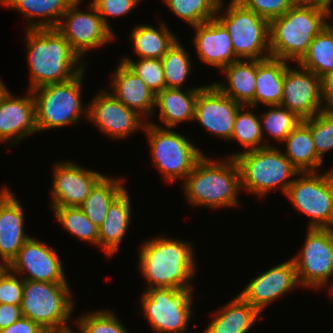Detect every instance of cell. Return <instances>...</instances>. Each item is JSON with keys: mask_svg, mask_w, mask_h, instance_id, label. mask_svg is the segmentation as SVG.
Returning <instances> with one entry per match:
<instances>
[{"mask_svg": "<svg viewBox=\"0 0 333 333\" xmlns=\"http://www.w3.org/2000/svg\"><path fill=\"white\" fill-rule=\"evenodd\" d=\"M270 107V110L265 111L260 117L263 137L266 131L275 141L283 142L302 119L281 105Z\"/></svg>", "mask_w": 333, "mask_h": 333, "instance_id": "obj_38", "label": "cell"}, {"mask_svg": "<svg viewBox=\"0 0 333 333\" xmlns=\"http://www.w3.org/2000/svg\"><path fill=\"white\" fill-rule=\"evenodd\" d=\"M24 208L7 188L0 190V258L7 267L30 238L24 233Z\"/></svg>", "mask_w": 333, "mask_h": 333, "instance_id": "obj_21", "label": "cell"}, {"mask_svg": "<svg viewBox=\"0 0 333 333\" xmlns=\"http://www.w3.org/2000/svg\"><path fill=\"white\" fill-rule=\"evenodd\" d=\"M251 107L243 105L237 112L234 120V129L230 141L237 140L245 147L242 152L252 151L269 146V142H264L262 134L260 116L254 114ZM250 109V110H249ZM249 110V111H248Z\"/></svg>", "mask_w": 333, "mask_h": 333, "instance_id": "obj_34", "label": "cell"}, {"mask_svg": "<svg viewBox=\"0 0 333 333\" xmlns=\"http://www.w3.org/2000/svg\"><path fill=\"white\" fill-rule=\"evenodd\" d=\"M306 232L304 247L292 260L300 286L320 290L333 277V228H307ZM329 289L331 294L333 281Z\"/></svg>", "mask_w": 333, "mask_h": 333, "instance_id": "obj_12", "label": "cell"}, {"mask_svg": "<svg viewBox=\"0 0 333 333\" xmlns=\"http://www.w3.org/2000/svg\"><path fill=\"white\" fill-rule=\"evenodd\" d=\"M286 148L283 154L300 172H318L323 166L314 147L310 127L302 120L283 141ZM317 169V170H316Z\"/></svg>", "mask_w": 333, "mask_h": 333, "instance_id": "obj_30", "label": "cell"}, {"mask_svg": "<svg viewBox=\"0 0 333 333\" xmlns=\"http://www.w3.org/2000/svg\"><path fill=\"white\" fill-rule=\"evenodd\" d=\"M125 189L109 206L106 218L99 228V247L108 257L114 255L127 233L131 221V200Z\"/></svg>", "mask_w": 333, "mask_h": 333, "instance_id": "obj_25", "label": "cell"}, {"mask_svg": "<svg viewBox=\"0 0 333 333\" xmlns=\"http://www.w3.org/2000/svg\"><path fill=\"white\" fill-rule=\"evenodd\" d=\"M327 28L333 33V23H326Z\"/></svg>", "mask_w": 333, "mask_h": 333, "instance_id": "obj_51", "label": "cell"}, {"mask_svg": "<svg viewBox=\"0 0 333 333\" xmlns=\"http://www.w3.org/2000/svg\"><path fill=\"white\" fill-rule=\"evenodd\" d=\"M69 283L23 280L22 315L48 333L74 330L69 327L75 301Z\"/></svg>", "mask_w": 333, "mask_h": 333, "instance_id": "obj_6", "label": "cell"}, {"mask_svg": "<svg viewBox=\"0 0 333 333\" xmlns=\"http://www.w3.org/2000/svg\"><path fill=\"white\" fill-rule=\"evenodd\" d=\"M85 72L81 71L66 82L44 85L31 91L38 132L68 126L80 122L83 116L88 117V106L82 105Z\"/></svg>", "mask_w": 333, "mask_h": 333, "instance_id": "obj_7", "label": "cell"}, {"mask_svg": "<svg viewBox=\"0 0 333 333\" xmlns=\"http://www.w3.org/2000/svg\"><path fill=\"white\" fill-rule=\"evenodd\" d=\"M168 8L191 27L215 18L220 0H163Z\"/></svg>", "mask_w": 333, "mask_h": 333, "instance_id": "obj_37", "label": "cell"}, {"mask_svg": "<svg viewBox=\"0 0 333 333\" xmlns=\"http://www.w3.org/2000/svg\"><path fill=\"white\" fill-rule=\"evenodd\" d=\"M220 0L215 18L229 32L234 54L239 59L263 60L270 55L269 21L231 0L225 11ZM221 11L224 13L222 14Z\"/></svg>", "mask_w": 333, "mask_h": 333, "instance_id": "obj_8", "label": "cell"}, {"mask_svg": "<svg viewBox=\"0 0 333 333\" xmlns=\"http://www.w3.org/2000/svg\"><path fill=\"white\" fill-rule=\"evenodd\" d=\"M82 0H76L61 16L55 29L67 40L71 48L82 59L91 49L102 47L116 39L90 3L88 13L79 10Z\"/></svg>", "mask_w": 333, "mask_h": 333, "instance_id": "obj_13", "label": "cell"}, {"mask_svg": "<svg viewBox=\"0 0 333 333\" xmlns=\"http://www.w3.org/2000/svg\"><path fill=\"white\" fill-rule=\"evenodd\" d=\"M17 277L8 267L0 268V304L20 305L23 298V279Z\"/></svg>", "mask_w": 333, "mask_h": 333, "instance_id": "obj_42", "label": "cell"}, {"mask_svg": "<svg viewBox=\"0 0 333 333\" xmlns=\"http://www.w3.org/2000/svg\"><path fill=\"white\" fill-rule=\"evenodd\" d=\"M294 4H305L309 3V0H290Z\"/></svg>", "mask_w": 333, "mask_h": 333, "instance_id": "obj_49", "label": "cell"}, {"mask_svg": "<svg viewBox=\"0 0 333 333\" xmlns=\"http://www.w3.org/2000/svg\"><path fill=\"white\" fill-rule=\"evenodd\" d=\"M159 24V29L150 24H141L133 28L129 39L132 42L133 51L139 59H161L178 40L163 21H160Z\"/></svg>", "mask_w": 333, "mask_h": 333, "instance_id": "obj_31", "label": "cell"}, {"mask_svg": "<svg viewBox=\"0 0 333 333\" xmlns=\"http://www.w3.org/2000/svg\"><path fill=\"white\" fill-rule=\"evenodd\" d=\"M61 333H77V331H73V330H70V331H67V332H61Z\"/></svg>", "mask_w": 333, "mask_h": 333, "instance_id": "obj_52", "label": "cell"}, {"mask_svg": "<svg viewBox=\"0 0 333 333\" xmlns=\"http://www.w3.org/2000/svg\"><path fill=\"white\" fill-rule=\"evenodd\" d=\"M146 123L143 129L148 136L151 158L156 168L167 182L185 178L193 170L197 161L204 155L191 141L170 128H162L157 123Z\"/></svg>", "mask_w": 333, "mask_h": 333, "instance_id": "obj_9", "label": "cell"}, {"mask_svg": "<svg viewBox=\"0 0 333 333\" xmlns=\"http://www.w3.org/2000/svg\"><path fill=\"white\" fill-rule=\"evenodd\" d=\"M323 98L326 109H333V73L323 78Z\"/></svg>", "mask_w": 333, "mask_h": 333, "instance_id": "obj_47", "label": "cell"}, {"mask_svg": "<svg viewBox=\"0 0 333 333\" xmlns=\"http://www.w3.org/2000/svg\"><path fill=\"white\" fill-rule=\"evenodd\" d=\"M189 55L186 47L177 40L161 58L166 88L183 87L192 69Z\"/></svg>", "mask_w": 333, "mask_h": 333, "instance_id": "obj_36", "label": "cell"}, {"mask_svg": "<svg viewBox=\"0 0 333 333\" xmlns=\"http://www.w3.org/2000/svg\"><path fill=\"white\" fill-rule=\"evenodd\" d=\"M8 91L7 86L0 79V99Z\"/></svg>", "mask_w": 333, "mask_h": 333, "instance_id": "obj_48", "label": "cell"}, {"mask_svg": "<svg viewBox=\"0 0 333 333\" xmlns=\"http://www.w3.org/2000/svg\"><path fill=\"white\" fill-rule=\"evenodd\" d=\"M288 61L268 57L256 60V90L254 93V109L259 103L273 106L280 105L283 97L284 72Z\"/></svg>", "mask_w": 333, "mask_h": 333, "instance_id": "obj_27", "label": "cell"}, {"mask_svg": "<svg viewBox=\"0 0 333 333\" xmlns=\"http://www.w3.org/2000/svg\"><path fill=\"white\" fill-rule=\"evenodd\" d=\"M121 61L139 76L155 94L166 88L161 59L146 58L134 62L130 57L124 56Z\"/></svg>", "mask_w": 333, "mask_h": 333, "instance_id": "obj_41", "label": "cell"}, {"mask_svg": "<svg viewBox=\"0 0 333 333\" xmlns=\"http://www.w3.org/2000/svg\"><path fill=\"white\" fill-rule=\"evenodd\" d=\"M76 0H0V4L19 11L29 21L27 29L55 28L61 16ZM40 18L36 21L33 18ZM31 21V22H30Z\"/></svg>", "mask_w": 333, "mask_h": 333, "instance_id": "obj_28", "label": "cell"}, {"mask_svg": "<svg viewBox=\"0 0 333 333\" xmlns=\"http://www.w3.org/2000/svg\"><path fill=\"white\" fill-rule=\"evenodd\" d=\"M257 15L271 21L283 16L294 5L290 0H238Z\"/></svg>", "mask_w": 333, "mask_h": 333, "instance_id": "obj_43", "label": "cell"}, {"mask_svg": "<svg viewBox=\"0 0 333 333\" xmlns=\"http://www.w3.org/2000/svg\"><path fill=\"white\" fill-rule=\"evenodd\" d=\"M7 267L23 280L68 283L56 249L32 237L23 244Z\"/></svg>", "mask_w": 333, "mask_h": 333, "instance_id": "obj_15", "label": "cell"}, {"mask_svg": "<svg viewBox=\"0 0 333 333\" xmlns=\"http://www.w3.org/2000/svg\"><path fill=\"white\" fill-rule=\"evenodd\" d=\"M220 160V161H219ZM214 161L204 155L183 182L186 200L209 209L239 206L240 169L235 158Z\"/></svg>", "mask_w": 333, "mask_h": 333, "instance_id": "obj_4", "label": "cell"}, {"mask_svg": "<svg viewBox=\"0 0 333 333\" xmlns=\"http://www.w3.org/2000/svg\"><path fill=\"white\" fill-rule=\"evenodd\" d=\"M143 291L140 311L154 332L187 333L193 312V290L149 288Z\"/></svg>", "mask_w": 333, "mask_h": 333, "instance_id": "obj_10", "label": "cell"}, {"mask_svg": "<svg viewBox=\"0 0 333 333\" xmlns=\"http://www.w3.org/2000/svg\"><path fill=\"white\" fill-rule=\"evenodd\" d=\"M332 2L294 4L283 16L269 22L270 55L298 63L310 43L332 16Z\"/></svg>", "mask_w": 333, "mask_h": 333, "instance_id": "obj_3", "label": "cell"}, {"mask_svg": "<svg viewBox=\"0 0 333 333\" xmlns=\"http://www.w3.org/2000/svg\"><path fill=\"white\" fill-rule=\"evenodd\" d=\"M112 95L127 108L138 112L147 120L155 111L156 94L121 60L111 75Z\"/></svg>", "mask_w": 333, "mask_h": 333, "instance_id": "obj_23", "label": "cell"}, {"mask_svg": "<svg viewBox=\"0 0 333 333\" xmlns=\"http://www.w3.org/2000/svg\"><path fill=\"white\" fill-rule=\"evenodd\" d=\"M51 208L56 220L72 236L99 246V228L88 219L80 207L52 206Z\"/></svg>", "mask_w": 333, "mask_h": 333, "instance_id": "obj_35", "label": "cell"}, {"mask_svg": "<svg viewBox=\"0 0 333 333\" xmlns=\"http://www.w3.org/2000/svg\"><path fill=\"white\" fill-rule=\"evenodd\" d=\"M204 87L165 88L158 92L155 97V108L158 107L160 111L158 119L165 124L162 128H174L180 122L193 121L195 102L198 93Z\"/></svg>", "mask_w": 333, "mask_h": 333, "instance_id": "obj_24", "label": "cell"}, {"mask_svg": "<svg viewBox=\"0 0 333 333\" xmlns=\"http://www.w3.org/2000/svg\"><path fill=\"white\" fill-rule=\"evenodd\" d=\"M22 316L20 305L0 304V330L15 323Z\"/></svg>", "mask_w": 333, "mask_h": 333, "instance_id": "obj_46", "label": "cell"}, {"mask_svg": "<svg viewBox=\"0 0 333 333\" xmlns=\"http://www.w3.org/2000/svg\"><path fill=\"white\" fill-rule=\"evenodd\" d=\"M192 28L196 30L193 43L200 61L222 70L240 60L234 54L229 32L216 18Z\"/></svg>", "mask_w": 333, "mask_h": 333, "instance_id": "obj_22", "label": "cell"}, {"mask_svg": "<svg viewBox=\"0 0 333 333\" xmlns=\"http://www.w3.org/2000/svg\"><path fill=\"white\" fill-rule=\"evenodd\" d=\"M91 101L87 105V119L110 138L125 139L133 132L144 129L148 122L138 112L127 108L105 89L98 92Z\"/></svg>", "mask_w": 333, "mask_h": 333, "instance_id": "obj_16", "label": "cell"}, {"mask_svg": "<svg viewBox=\"0 0 333 333\" xmlns=\"http://www.w3.org/2000/svg\"><path fill=\"white\" fill-rule=\"evenodd\" d=\"M124 178L104 175L91 189L85 201L79 206L88 219L98 228L103 224L111 203L126 189Z\"/></svg>", "mask_w": 333, "mask_h": 333, "instance_id": "obj_32", "label": "cell"}, {"mask_svg": "<svg viewBox=\"0 0 333 333\" xmlns=\"http://www.w3.org/2000/svg\"><path fill=\"white\" fill-rule=\"evenodd\" d=\"M242 106L211 83L198 93L194 120L210 134L230 140L236 114Z\"/></svg>", "mask_w": 333, "mask_h": 333, "instance_id": "obj_17", "label": "cell"}, {"mask_svg": "<svg viewBox=\"0 0 333 333\" xmlns=\"http://www.w3.org/2000/svg\"><path fill=\"white\" fill-rule=\"evenodd\" d=\"M311 2H321V3H328V2H333V0H309V3Z\"/></svg>", "mask_w": 333, "mask_h": 333, "instance_id": "obj_50", "label": "cell"}, {"mask_svg": "<svg viewBox=\"0 0 333 333\" xmlns=\"http://www.w3.org/2000/svg\"><path fill=\"white\" fill-rule=\"evenodd\" d=\"M285 195L310 217L308 228H333V169L299 173Z\"/></svg>", "mask_w": 333, "mask_h": 333, "instance_id": "obj_11", "label": "cell"}, {"mask_svg": "<svg viewBox=\"0 0 333 333\" xmlns=\"http://www.w3.org/2000/svg\"><path fill=\"white\" fill-rule=\"evenodd\" d=\"M110 310L81 314L75 320L80 333H129L121 320Z\"/></svg>", "mask_w": 333, "mask_h": 333, "instance_id": "obj_39", "label": "cell"}, {"mask_svg": "<svg viewBox=\"0 0 333 333\" xmlns=\"http://www.w3.org/2000/svg\"><path fill=\"white\" fill-rule=\"evenodd\" d=\"M297 64L322 79L333 73V33L327 27L313 38L308 52Z\"/></svg>", "mask_w": 333, "mask_h": 333, "instance_id": "obj_33", "label": "cell"}, {"mask_svg": "<svg viewBox=\"0 0 333 333\" xmlns=\"http://www.w3.org/2000/svg\"><path fill=\"white\" fill-rule=\"evenodd\" d=\"M27 96L14 97L9 90L0 99V142L16 145L31 134L38 133L35 101L30 90Z\"/></svg>", "mask_w": 333, "mask_h": 333, "instance_id": "obj_20", "label": "cell"}, {"mask_svg": "<svg viewBox=\"0 0 333 333\" xmlns=\"http://www.w3.org/2000/svg\"><path fill=\"white\" fill-rule=\"evenodd\" d=\"M303 121L310 127L317 156L324 161V154L333 150V109H325Z\"/></svg>", "mask_w": 333, "mask_h": 333, "instance_id": "obj_40", "label": "cell"}, {"mask_svg": "<svg viewBox=\"0 0 333 333\" xmlns=\"http://www.w3.org/2000/svg\"><path fill=\"white\" fill-rule=\"evenodd\" d=\"M296 65L297 68L294 69L289 65L284 72L283 97L280 105L305 120L326 109L323 79L297 63Z\"/></svg>", "mask_w": 333, "mask_h": 333, "instance_id": "obj_14", "label": "cell"}, {"mask_svg": "<svg viewBox=\"0 0 333 333\" xmlns=\"http://www.w3.org/2000/svg\"><path fill=\"white\" fill-rule=\"evenodd\" d=\"M261 314L257 308L236 295L214 315L215 318L203 333H247Z\"/></svg>", "mask_w": 333, "mask_h": 333, "instance_id": "obj_29", "label": "cell"}, {"mask_svg": "<svg viewBox=\"0 0 333 333\" xmlns=\"http://www.w3.org/2000/svg\"><path fill=\"white\" fill-rule=\"evenodd\" d=\"M235 158L240 169L241 190L265 197L276 188L286 194L289 186L300 172L277 146L238 152Z\"/></svg>", "mask_w": 333, "mask_h": 333, "instance_id": "obj_5", "label": "cell"}, {"mask_svg": "<svg viewBox=\"0 0 333 333\" xmlns=\"http://www.w3.org/2000/svg\"><path fill=\"white\" fill-rule=\"evenodd\" d=\"M299 284L292 259L282 262L250 282L238 295L261 313L279 297L295 289Z\"/></svg>", "mask_w": 333, "mask_h": 333, "instance_id": "obj_19", "label": "cell"}, {"mask_svg": "<svg viewBox=\"0 0 333 333\" xmlns=\"http://www.w3.org/2000/svg\"><path fill=\"white\" fill-rule=\"evenodd\" d=\"M0 333H48L34 321L22 316L18 321L0 330Z\"/></svg>", "mask_w": 333, "mask_h": 333, "instance_id": "obj_45", "label": "cell"}, {"mask_svg": "<svg viewBox=\"0 0 333 333\" xmlns=\"http://www.w3.org/2000/svg\"><path fill=\"white\" fill-rule=\"evenodd\" d=\"M25 32L31 74L28 90L66 82L85 70L86 63L81 62L78 54L55 28L26 29Z\"/></svg>", "mask_w": 333, "mask_h": 333, "instance_id": "obj_2", "label": "cell"}, {"mask_svg": "<svg viewBox=\"0 0 333 333\" xmlns=\"http://www.w3.org/2000/svg\"><path fill=\"white\" fill-rule=\"evenodd\" d=\"M191 243L157 236L144 241L139 251V271L148 288L193 290L197 264Z\"/></svg>", "mask_w": 333, "mask_h": 333, "instance_id": "obj_1", "label": "cell"}, {"mask_svg": "<svg viewBox=\"0 0 333 333\" xmlns=\"http://www.w3.org/2000/svg\"><path fill=\"white\" fill-rule=\"evenodd\" d=\"M142 0H92L91 4L96 8L104 24L113 32L107 17H122L128 15Z\"/></svg>", "mask_w": 333, "mask_h": 333, "instance_id": "obj_44", "label": "cell"}, {"mask_svg": "<svg viewBox=\"0 0 333 333\" xmlns=\"http://www.w3.org/2000/svg\"><path fill=\"white\" fill-rule=\"evenodd\" d=\"M51 206L79 207L94 185L104 176L71 161L57 162L53 168Z\"/></svg>", "mask_w": 333, "mask_h": 333, "instance_id": "obj_18", "label": "cell"}, {"mask_svg": "<svg viewBox=\"0 0 333 333\" xmlns=\"http://www.w3.org/2000/svg\"><path fill=\"white\" fill-rule=\"evenodd\" d=\"M227 83L213 84L225 95L241 105L254 108L256 90V60L240 59L224 67Z\"/></svg>", "mask_w": 333, "mask_h": 333, "instance_id": "obj_26", "label": "cell"}]
</instances>
